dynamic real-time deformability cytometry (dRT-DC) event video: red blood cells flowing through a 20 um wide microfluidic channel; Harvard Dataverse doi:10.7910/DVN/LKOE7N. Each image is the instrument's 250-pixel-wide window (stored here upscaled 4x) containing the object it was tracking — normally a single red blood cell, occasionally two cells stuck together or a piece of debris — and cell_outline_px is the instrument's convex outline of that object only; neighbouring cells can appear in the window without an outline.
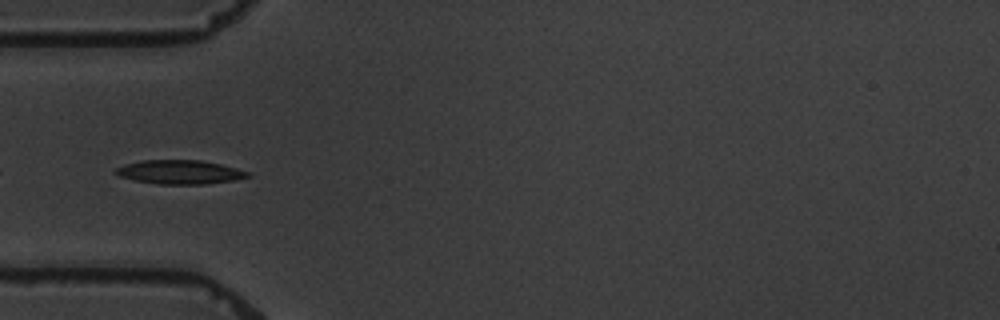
{"species": "common noctule bat (a hibernating species)", "species_latin": "Nyctalus noctula", "temperature_condition": "warm", "stored_images_in_passage": 7, "camera_frame_rate_fps": 3000, "um_per_image_px": 0.085, "animal": {"sex": "male", "body_mass_g": 19.5, "forearm_length_mm": 54.6}, "frame": {"image": 1, "passage_image": 4, "time_ms": 3.333, "image_size_px": [1000, 320], "cell_outline_px": [[252, 176], [232, 180], [204, 184], [156, 184], [136, 180], [120, 176], [112, 172], [116, 168], [124, 164], [140, 160], [200, 160], [220, 164], [236, 168], [248, 172]], "centroid_in_image_um": [15.24, 14.62], "position_along_channel_um": 69.8, "area_um2": 18.32}}
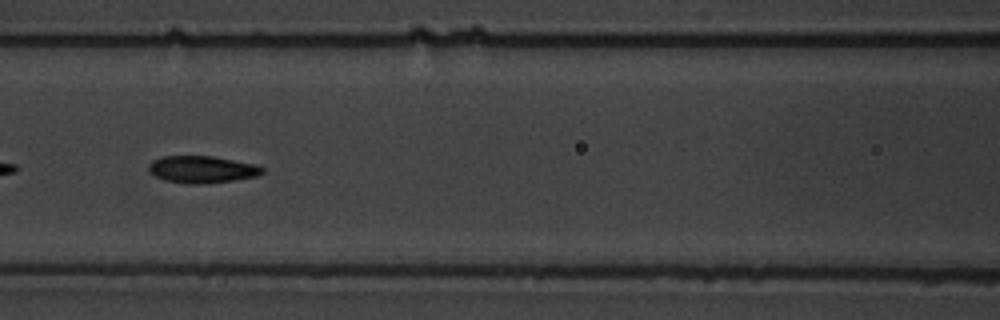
{"frame": {"image": 2, "passage_image": 6, "time_ms": 5.667, "image_size_px": [1000, 320], "cell_outline_px": [[264, 172], [256, 176], [232, 180], [204, 184], [188, 184], [164, 180], [148, 172], [148, 164], [152, 160], [164, 156], [212, 156], [256, 164], [264, 168]], "centroid_in_image_um": [17.14, 14.4], "position_along_channel_um": 149.5, "area_um2": 17.98}}
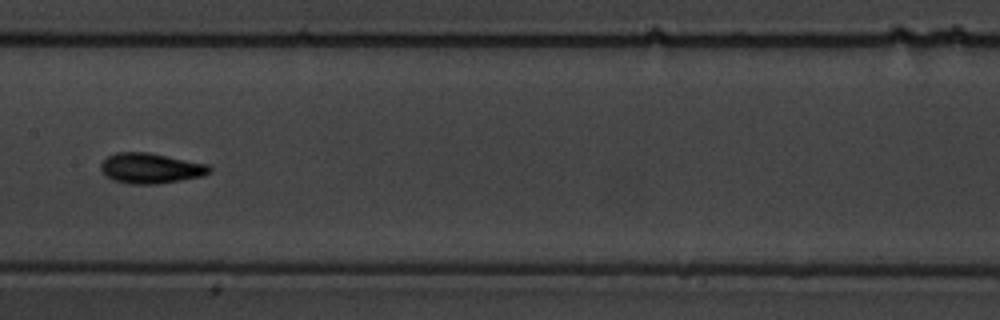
{"frame": {"image": 3, "passage_image": 7, "time_ms": 7.0, "image_size_px": [1000, 320], "cell_outline_px": [[212, 172], [204, 176], [156, 184], [128, 184], [112, 180], [100, 168], [100, 164], [108, 156], [116, 152], [148, 152], [208, 164], [212, 168]], "centroid_in_image_um": [12.83, 14.3], "position_along_channel_um": 194.6, "area_um2": 19.25}}